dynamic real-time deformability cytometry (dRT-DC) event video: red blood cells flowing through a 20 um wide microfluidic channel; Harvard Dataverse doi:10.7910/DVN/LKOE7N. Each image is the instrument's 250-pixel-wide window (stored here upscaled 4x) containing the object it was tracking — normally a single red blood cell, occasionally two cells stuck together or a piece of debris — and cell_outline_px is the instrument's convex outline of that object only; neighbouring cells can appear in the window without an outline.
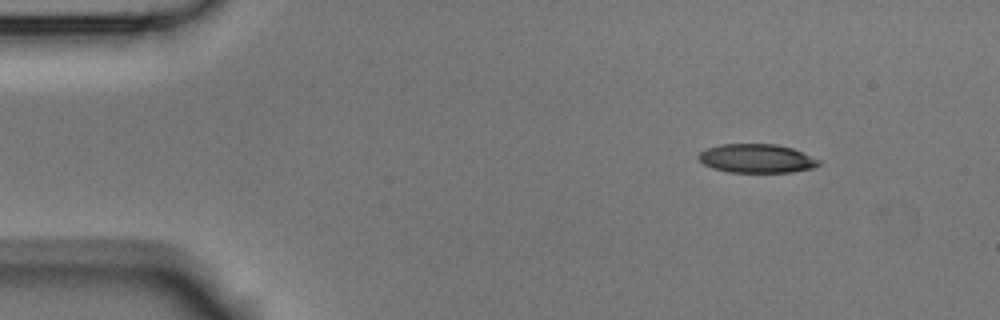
{"species": "Egyptian fruit bat (a non-hibernating species)", "species_latin": "Rousettus aegyptiacus", "temperature_condition": "room temperature", "stored_images_in_passage": 48, "camera_frame_rate_fps": 3000, "um_per_image_px": 0.085, "animal": {"sex": "male"}, "frame": {"image": 1, "passage_image": 1, "time_ms": 0.0, "image_size_px": [1000, 320], "cell_outline_px": [[820, 164], [812, 168], [792, 172], [728, 172], [712, 168], [704, 164], [696, 156], [700, 152], [708, 148], [720, 144], [776, 144], [792, 148], [820, 160]], "centroid_in_image_um": [64.3, 13.47], "position_along_channel_um": 20.7, "area_um2": 20.11}}
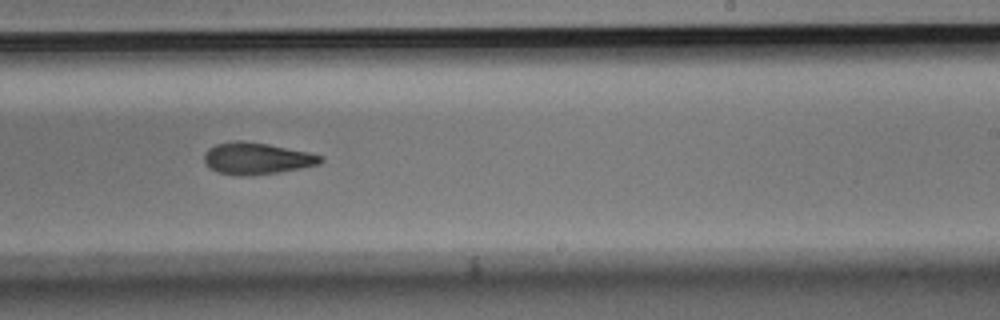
{"frame": {"image": 2, "passage_image": 27, "time_ms": 8.667, "image_size_px": [1000, 320], "cell_outline_px": [[324, 160], [320, 164], [280, 172], [240, 176], [220, 172], [208, 168], [204, 160], [204, 152], [208, 148], [216, 144], [236, 140], [244, 140], [268, 144], [308, 152], [324, 156]], "centroid_in_image_um": [21.82, 13.46], "position_along_channel_um": 267.2, "area_um2": 21.56}}
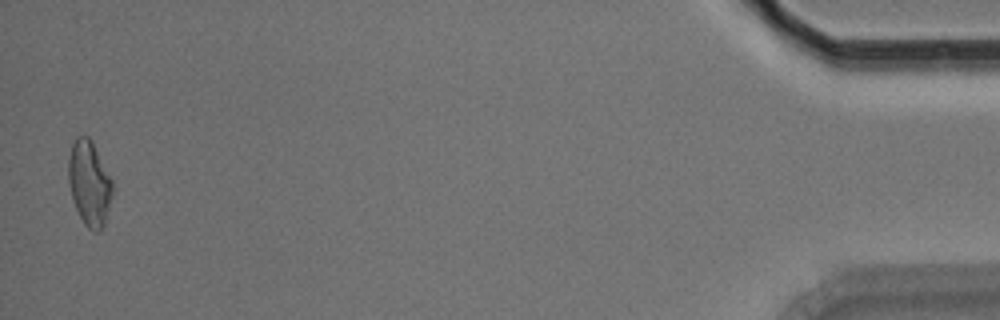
{"frame": {"image": 3, "passage_image": 47, "time_ms": 15.333, "image_size_px": [1000, 320], "cell_outline_px": [[112, 196], [104, 224], [96, 232], [92, 232], [84, 224], [76, 208], [72, 196], [68, 180], [68, 156], [72, 144], [76, 136], [88, 136], [92, 140], [112, 180]], "centroid_in_image_um": [7.58, 15.55], "position_along_channel_um": 427.6, "area_um2": 21.68}, "authors_computed_cell_mechanics": {"area_um2": 21.5016, "velocity_mm_per_s": 3.7707, "shape_relaxation_time_tau1_ms": 4.7505, "shape_relaxation_time_tau2_ms": 4.8267, "deformation_change_tau1": 0.1655, "deformation_change_tau2": 0.1416}}